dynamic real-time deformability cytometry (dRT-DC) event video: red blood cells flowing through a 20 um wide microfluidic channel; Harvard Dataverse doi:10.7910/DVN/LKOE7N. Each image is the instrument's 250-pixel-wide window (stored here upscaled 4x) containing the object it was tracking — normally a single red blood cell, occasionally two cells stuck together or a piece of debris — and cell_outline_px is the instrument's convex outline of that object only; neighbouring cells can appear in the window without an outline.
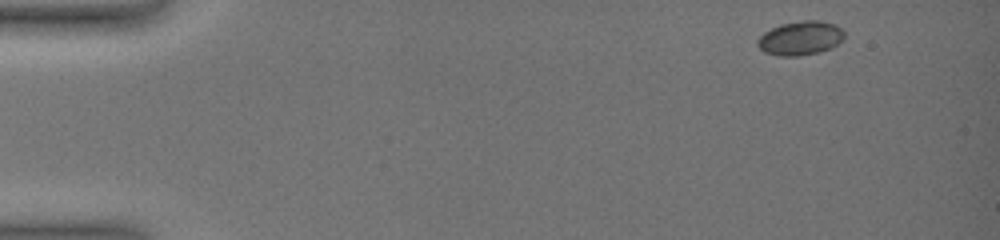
{"species": "common noctule bat (a hibernating species)", "species_latin": "Nyctalus noctula", "temperature_condition": "warm", "stored_images_in_passage": 17, "camera_frame_rate_fps": 3000, "um_per_image_px": 0.085, "animal": {"sex": "female", "body_mass_g": 19.0, "forearm_length_mm": 51.5}, "frame": {"image": 1, "passage_image": 1, "time_ms": 0.0, "image_size_px": [1000, 240], "cell_outline_px": [[844, 36], [832, 48], [800, 56], [780, 56], [764, 52], [756, 44], [756, 40], [764, 32], [780, 24], [804, 20], [820, 20], [836, 24], [844, 28]], "centroid_in_image_um": [68.03, 3.23], "position_along_channel_um": 17.0, "area_um2": 17.28}}
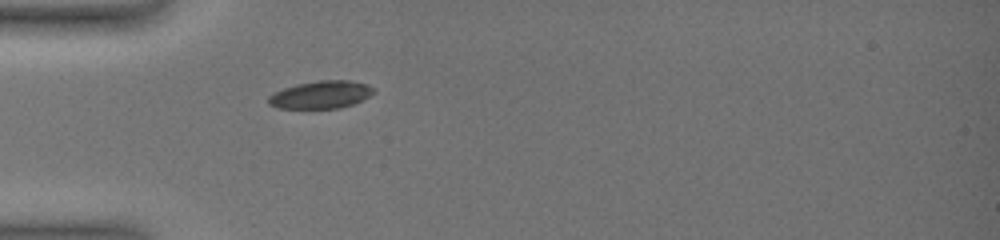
{"frame": {"image": 2, "passage_image": 8, "time_ms": 4.0, "image_size_px": [1000, 240], "cell_outline_px": [[376, 92], [352, 104], [340, 108], [276, 108], [268, 104], [268, 96], [284, 88], [296, 84], [320, 80], [348, 80], [368, 84], [376, 88]], "centroid_in_image_um": [27.29, 8.04], "position_along_channel_um": 57.7, "area_um2": 16.94}}
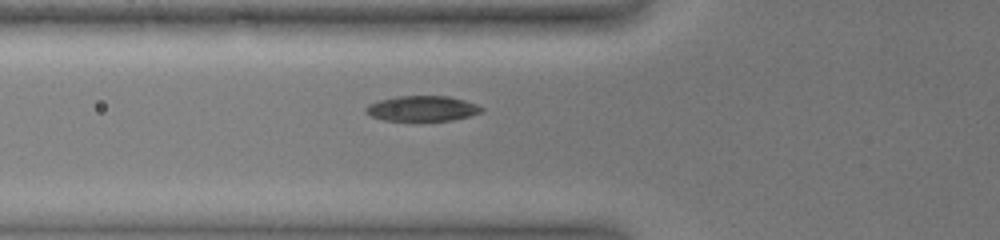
{"frame": {"image": 3, "passage_image": 10, "time_ms": 5.0, "image_size_px": [1000, 240], "cell_outline_px": [[484, 112], [452, 120], [384, 120], [372, 116], [364, 112], [364, 108], [368, 104], [380, 100], [396, 96], [448, 96], [464, 100], [476, 104], [484, 108]], "centroid_in_image_um": [35.89, 9.21], "position_along_channel_um": 89.9, "area_um2": 16.99}}